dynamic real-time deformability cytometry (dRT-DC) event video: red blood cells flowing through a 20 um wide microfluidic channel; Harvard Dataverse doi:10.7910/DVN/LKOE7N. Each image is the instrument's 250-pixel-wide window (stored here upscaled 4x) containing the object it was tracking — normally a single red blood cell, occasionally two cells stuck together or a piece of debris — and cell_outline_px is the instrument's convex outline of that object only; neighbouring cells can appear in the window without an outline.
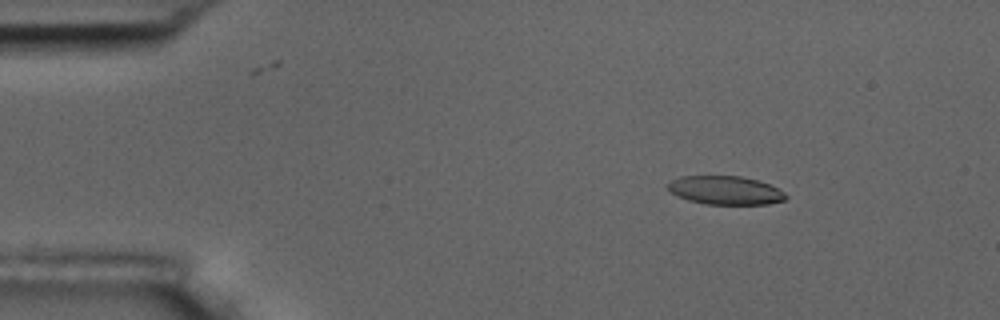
{"species": "common noctule bat (a hibernating species)", "species_latin": "Nyctalus noctula", "temperature_condition": "room temperature", "stored_images_in_passage": 6, "camera_frame_rate_fps": 3000, "um_per_image_px": 0.085, "animal": {"sex": "male", "body_mass_g": 17.5, "forearm_length_mm": 52.3}, "frame": {"image": 1, "passage_image": 3, "time_ms": 2.333, "image_size_px": [1000, 320], "cell_outline_px": [[788, 196], [784, 200], [768, 204], [708, 204], [688, 200], [676, 196], [668, 188], [668, 184], [672, 180], [680, 176], [740, 176], [756, 180], [768, 184], [784, 192]], "centroid_in_image_um": [61.64, 16.18], "position_along_channel_um": 23.4, "area_um2": 19.42}}
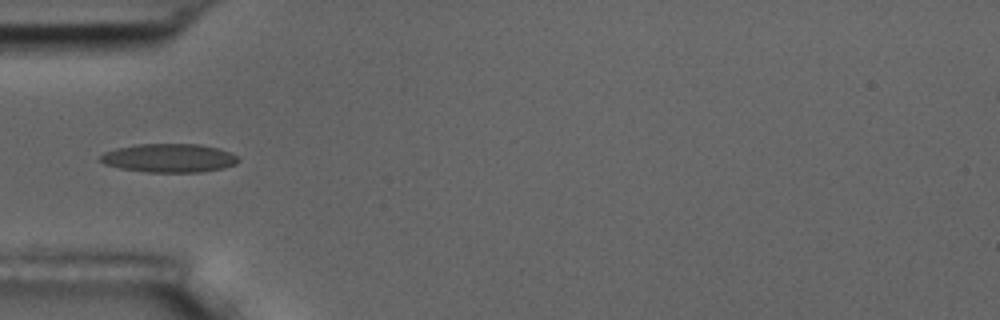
{"frame": {"image": 2, "passage_image": 6, "time_ms": 5.667, "image_size_px": [1000, 320], "cell_outline_px": [[240, 160], [236, 164], [224, 168], [200, 172], [148, 172], [120, 168], [104, 164], [100, 160], [100, 156], [104, 152], [116, 148], [136, 144], [196, 144], [220, 148], [236, 156]], "centroid_in_image_um": [14.37, 13.43], "position_along_channel_um": 70.6, "area_um2": 23.0}}